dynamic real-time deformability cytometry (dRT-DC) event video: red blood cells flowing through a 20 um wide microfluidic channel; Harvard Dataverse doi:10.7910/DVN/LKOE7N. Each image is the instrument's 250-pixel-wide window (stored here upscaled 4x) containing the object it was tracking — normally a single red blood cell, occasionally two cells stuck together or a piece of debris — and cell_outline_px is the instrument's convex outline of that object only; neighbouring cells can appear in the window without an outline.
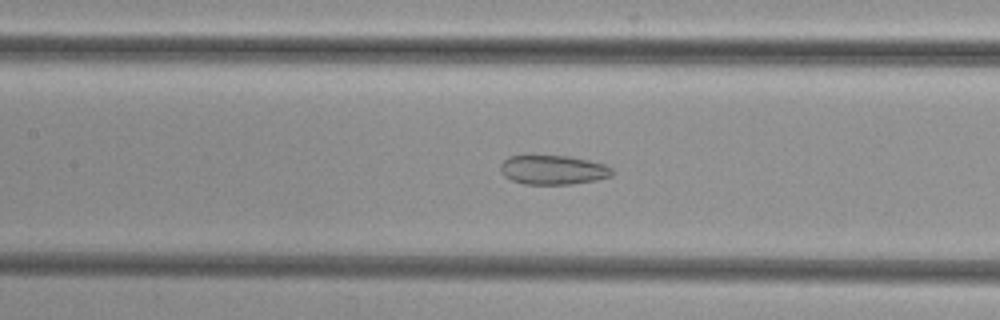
{"species": "common noctule bat (a hibernating species)", "species_latin": "Nyctalus noctula", "temperature_condition": "cold", "stored_images_in_passage": 52, "camera_frame_rate_fps": 3000, "um_per_image_px": 0.085, "animal": {"sex": "female", "body_mass_g": 29.2, "forearm_length_mm": 56.3}, "frame": {"image": 1, "passage_image": 24, "time_ms": 7.667, "image_size_px": [1000, 320], "cell_outline_px": [[616, 172], [612, 176], [596, 180], [572, 184], [524, 184], [512, 180], [504, 176], [500, 172], [500, 164], [508, 156], [568, 156], [588, 160], [604, 164], [612, 168]], "centroid_in_image_um": [47.03, 14.44], "position_along_channel_um": 160.4, "area_um2": 19.13}}
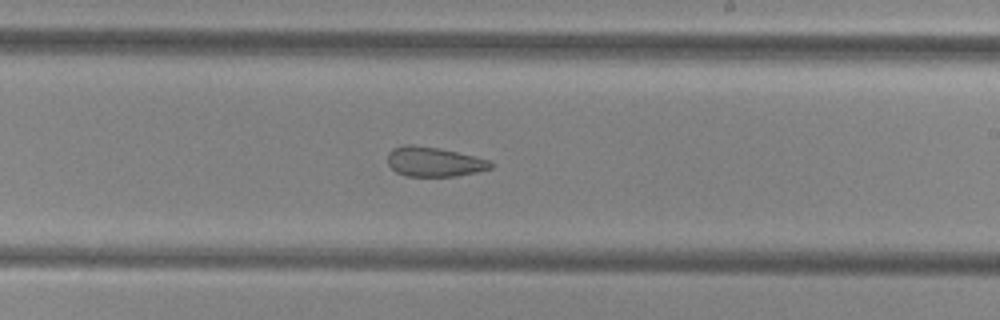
{"frame": {"image": 2, "passage_image": 31, "time_ms": 10.0, "image_size_px": [1000, 320], "cell_outline_px": [[496, 164], [492, 168], [476, 172], [456, 176], [404, 176], [396, 172], [388, 164], [388, 152], [392, 148], [404, 144], [412, 144], [440, 148], [476, 156], [488, 160]], "centroid_in_image_um": [36.89, 13.74], "position_along_channel_um": 252.1, "area_um2": 18.03}}
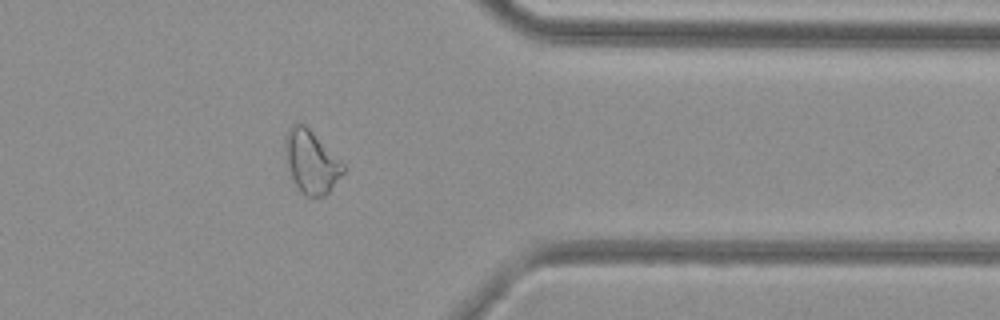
{"frame": {"image": 3, "passage_image": 42, "time_ms": 13.667, "image_size_px": [1000, 320], "cell_outline_px": [[348, 168], [328, 192], [324, 196], [304, 196], [300, 192], [288, 168], [284, 156], [284, 136], [288, 128], [292, 124], [304, 124]], "centroid_in_image_um": [26.43, 13.75], "position_along_channel_um": 385.0, "area_um2": 21.21}}